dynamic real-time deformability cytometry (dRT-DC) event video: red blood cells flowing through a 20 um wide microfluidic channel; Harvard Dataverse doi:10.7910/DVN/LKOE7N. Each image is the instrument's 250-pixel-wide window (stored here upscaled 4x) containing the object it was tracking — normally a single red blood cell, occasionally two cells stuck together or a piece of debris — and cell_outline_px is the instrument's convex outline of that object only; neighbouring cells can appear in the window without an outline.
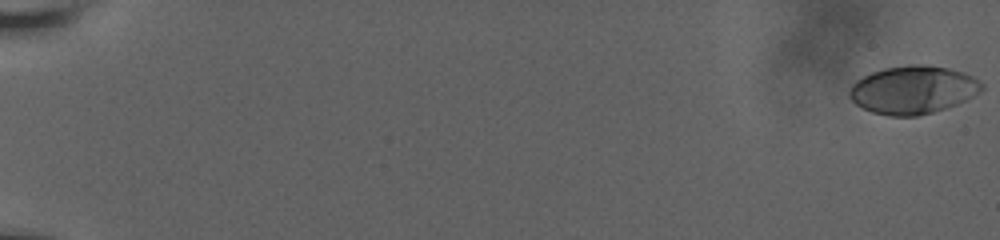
{"species": "human", "species_latin": "Homo sapiens", "temperature_condition": "room temperature", "stored_images_in_passage": 58, "camera_frame_rate_fps": 3000, "um_per_image_px": 0.085, "donor": {"sex": "male"}, "frame": {"image": 1, "passage_image": 1, "time_ms": 0.0, "image_size_px": [1000, 240], "cell_outline_px": [[984, 88], [980, 92], [956, 104], [932, 112], [916, 116], [888, 116], [872, 112], [856, 104], [848, 96], [848, 92], [852, 84], [856, 80], [872, 72], [884, 68], [908, 64], [924, 64], [948, 68], [972, 76], [984, 84]], "centroid_in_image_um": [77.58, 7.63], "position_along_channel_um": 7.4, "area_um2": 36.93}}
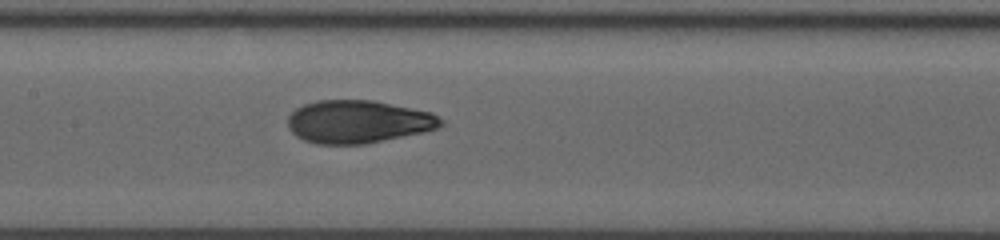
{"frame": {"image": 2, "passage_image": 32, "time_ms": 10.333, "image_size_px": [1000, 240], "cell_outline_px": [[444, 124], [436, 128], [424, 132], [364, 144], [316, 144], [304, 140], [296, 136], [288, 128], [288, 116], [296, 108], [304, 104], [316, 100], [372, 100], [432, 112], [444, 120]], "centroid_in_image_um": [30.43, 10.34], "position_along_channel_um": 177.0, "area_um2": 38.32}}
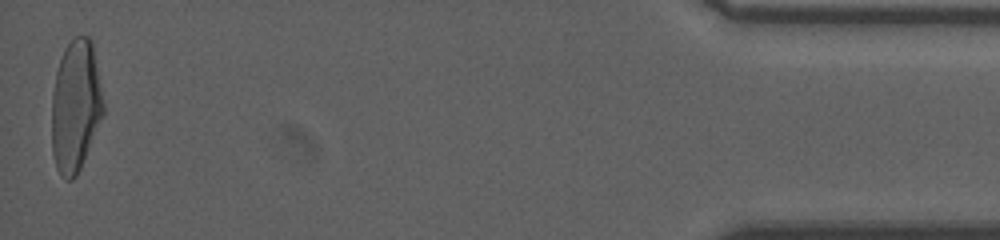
{"frame": {"image": 3, "passage_image": 58, "time_ms": 19.0, "image_size_px": [1000, 240], "cell_outline_px": [[104, 112], [80, 168], [76, 176], [72, 180], [64, 180], [60, 176], [56, 168], [52, 152], [52, 92], [56, 72], [64, 48], [72, 36], [88, 36], [92, 40], [104, 104]], "centroid_in_image_um": [6.41, 9.0], "position_along_channel_um": 428.8, "area_um2": 39.77}, "authors_computed_cell_mechanics": {"area_um2": 37.8301, "velocity_mm_per_s": 3.8372, "shape_relaxation_time_tau1_ms": 5.5693, "shape_relaxation_time_tau2_ms": 1.0198, "deformation_change_tau1": 0.2249, "deformation_change_tau2": 0.0632}}